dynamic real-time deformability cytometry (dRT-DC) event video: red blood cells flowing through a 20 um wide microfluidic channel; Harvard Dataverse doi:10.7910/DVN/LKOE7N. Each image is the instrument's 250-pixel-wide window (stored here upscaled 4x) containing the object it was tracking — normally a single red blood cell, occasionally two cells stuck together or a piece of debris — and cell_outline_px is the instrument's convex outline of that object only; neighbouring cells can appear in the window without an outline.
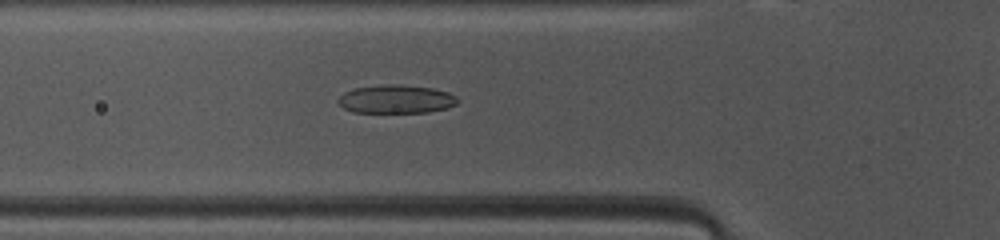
{"species": "common noctule bat (a hibernating species)", "species_latin": "Nyctalus noctula", "temperature_condition": "warm", "stored_images_in_passage": 38, "camera_frame_rate_fps": 3000, "um_per_image_px": 0.085, "animal": {"sex": "female", "body_mass_g": 10.0, "forearm_length_mm": 53.1}, "frame": {"image": 1, "passage_image": 13, "time_ms": 4.0, "image_size_px": [1000, 240], "cell_outline_px": [[456, 104], [448, 108], [428, 112], [352, 112], [344, 108], [336, 100], [344, 92], [352, 88], [388, 84], [400, 84], [432, 88], [448, 92], [456, 96]], "centroid_in_image_um": [33.64, 8.42], "position_along_channel_um": 92.2, "area_um2": 19.77}}
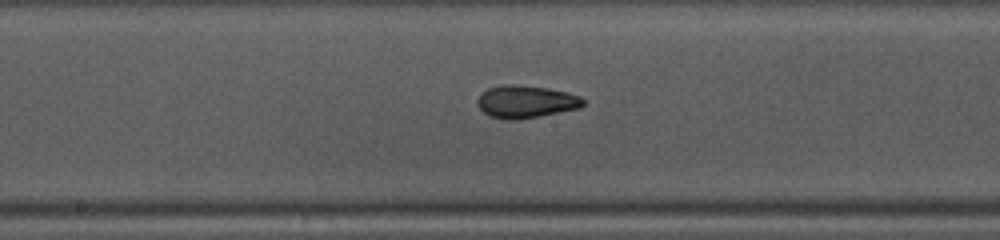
{"frame": {"image": 2, "passage_image": 21, "time_ms": 6.667, "image_size_px": [1000, 240], "cell_outline_px": [[584, 104], [580, 108], [540, 116], [516, 120], [508, 120], [488, 116], [476, 104], [476, 100], [488, 88], [500, 84], [516, 84], [548, 88], [568, 92], [580, 96], [584, 100]], "centroid_in_image_um": [44.69, 8.64], "position_along_channel_um": 203.5, "area_um2": 20.23}}
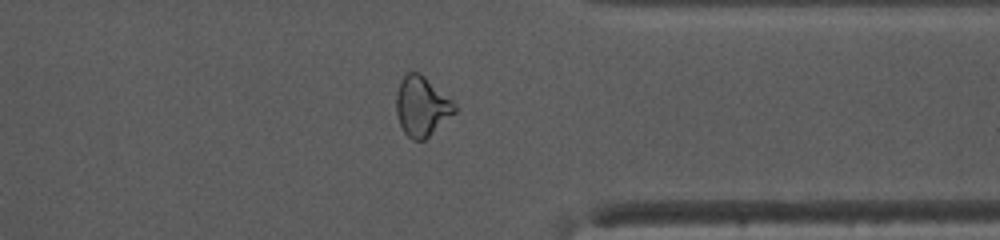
{"frame": {"image": 3, "passage_image": 34, "time_ms": 11.0, "image_size_px": [1000, 240], "cell_outline_px": [[456, 112], [424, 140], [412, 140], [404, 132], [400, 124], [396, 112], [396, 92], [400, 80], [408, 72], [420, 72], [452, 100], [456, 104]], "centroid_in_image_um": [35.84, 9.02], "position_along_channel_um": 375.6, "area_um2": 20.29}, "authors_computed_cell_mechanics": {"area_um2": 19.9121, "velocity_mm_per_s": 4.1365, "shape_relaxation_time_tau1_ms": 3.9636, "shape_relaxation_time_tau2_ms": 1.8322, "deformation_change_tau1": 0.1661, "deformation_change_tau2": 0.0805}}